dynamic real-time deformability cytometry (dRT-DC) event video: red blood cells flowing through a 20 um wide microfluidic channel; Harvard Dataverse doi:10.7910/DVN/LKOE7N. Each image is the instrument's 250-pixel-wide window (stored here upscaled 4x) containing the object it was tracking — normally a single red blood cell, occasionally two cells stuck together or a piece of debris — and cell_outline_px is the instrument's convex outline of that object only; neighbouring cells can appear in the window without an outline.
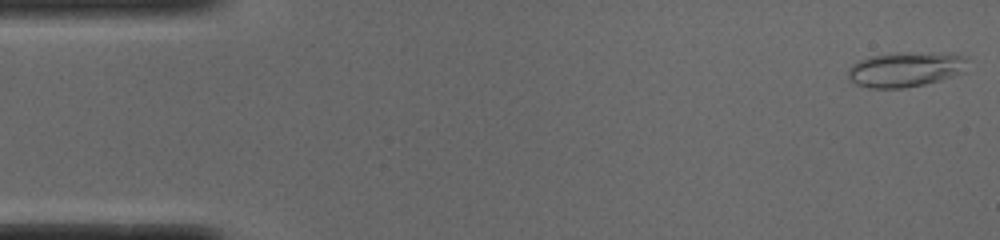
{"species": "common noctule bat (a hibernating species)", "species_latin": "Nyctalus noctula", "temperature_condition": "cold", "stored_images_in_passage": 51, "camera_frame_rate_fps": 3000, "um_per_image_px": 0.085, "animal": {"sex": "male", "body_mass_g": 19.0, "forearm_length_mm": 50.8}, "frame": {"image": 1, "passage_image": 1, "time_ms": 0.0, "image_size_px": [1000, 240], "cell_outline_px": [[968, 60], [964, 72], [940, 80], [924, 84], [900, 88], [868, 88], [856, 84], [848, 76], [848, 68], [852, 64], [868, 56], [896, 52], [952, 52], [968, 56]], "centroid_in_image_um": [77.02, 5.86], "position_along_channel_um": 8.0, "area_um2": 24.85}}
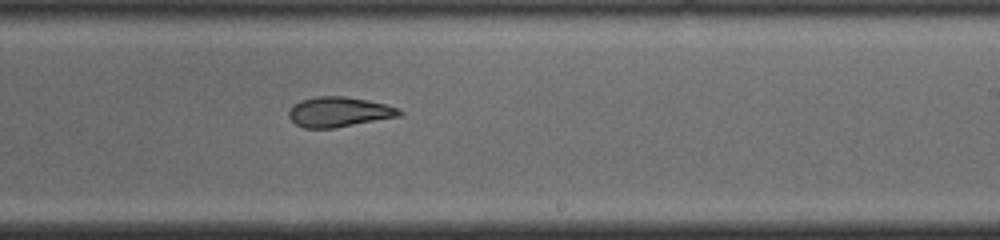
{"frame": {"image": 2, "passage_image": 30, "time_ms": 9.667, "image_size_px": [1000, 240], "cell_outline_px": [[404, 112], [400, 116], [336, 128], [304, 128], [296, 124], [288, 116], [288, 112], [292, 104], [300, 100], [316, 96], [344, 96], [384, 104], [400, 108]], "centroid_in_image_um": [28.79, 9.52], "position_along_channel_um": 260.2, "area_um2": 19.42}}
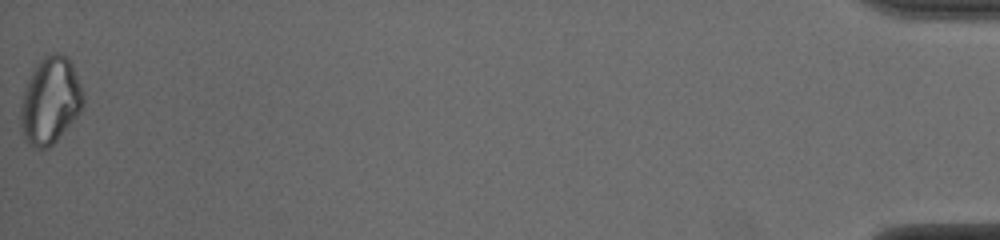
{"frame": {"image": 3, "passage_image": 51, "time_ms": 16.667, "image_size_px": [1000, 240], "cell_outline_px": [[84, 104], [80, 112], [56, 140], [48, 148], [36, 148], [28, 144], [24, 140], [20, 124], [20, 108], [24, 88], [32, 68], [44, 56], [52, 52], [56, 52], [68, 56], [72, 64], [80, 84], [84, 96]], "centroid_in_image_um": [4.25, 8.53], "position_along_channel_um": 431.0, "area_um2": 31.85}, "authors_computed_cell_mechanics": {"area_um2": 21.1548, "velocity_mm_per_s": 3.8909, "shape_relaxation_time_tau1_ms": null, "shape_relaxation_time_tau2_ms": 2.553, "deformation_change_tau1": null, "deformation_change_tau2": 0.0868}}